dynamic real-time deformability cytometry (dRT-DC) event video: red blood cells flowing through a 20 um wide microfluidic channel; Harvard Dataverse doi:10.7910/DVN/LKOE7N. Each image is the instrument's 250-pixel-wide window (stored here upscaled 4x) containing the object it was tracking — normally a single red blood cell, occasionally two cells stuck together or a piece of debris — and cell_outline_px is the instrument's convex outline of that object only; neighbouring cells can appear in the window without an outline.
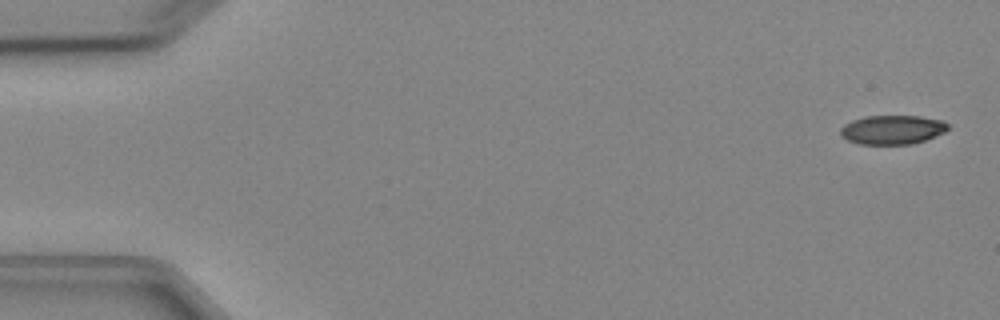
{"species": "Egyptian fruit bat (a non-hibernating species)", "species_latin": "Rousettus aegyptiacus", "temperature_condition": "cold", "stored_images_in_passage": 6, "camera_frame_rate_fps": 3000, "um_per_image_px": 0.085, "animal": {"sex": "female"}, "frame": {"image": 1, "passage_image": 1, "time_ms": 0.0, "image_size_px": [1000, 320], "cell_outline_px": [[948, 128], [944, 132], [924, 140], [912, 144], [860, 144], [848, 140], [840, 136], [840, 128], [844, 124], [852, 120], [864, 116], [920, 116], [944, 120], [948, 124]], "centroid_in_image_um": [75.83, 11.02], "position_along_channel_um": 9.2, "area_um2": 18.26}}
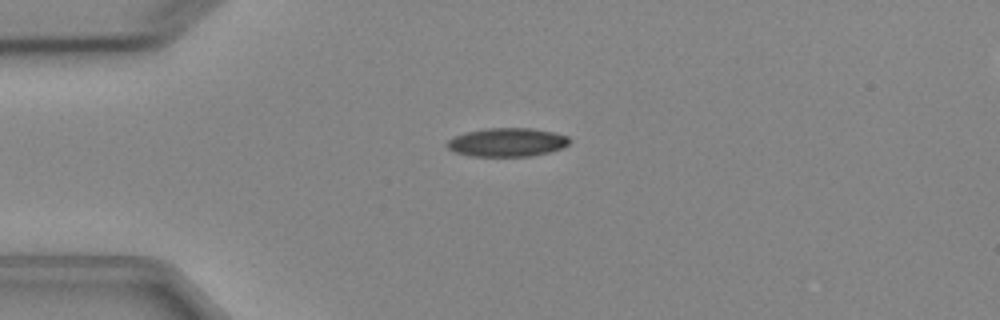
{"frame": {"image": 2, "passage_image": 4, "time_ms": 3.667, "image_size_px": [1000, 320], "cell_outline_px": [[572, 140], [564, 148], [532, 156], [472, 156], [456, 152], [448, 148], [444, 144], [448, 140], [456, 136], [468, 132], [484, 128], [532, 128], [552, 132], [568, 136]], "centroid_in_image_um": [43.13, 12.09], "position_along_channel_um": 41.9, "area_um2": 20.4}}